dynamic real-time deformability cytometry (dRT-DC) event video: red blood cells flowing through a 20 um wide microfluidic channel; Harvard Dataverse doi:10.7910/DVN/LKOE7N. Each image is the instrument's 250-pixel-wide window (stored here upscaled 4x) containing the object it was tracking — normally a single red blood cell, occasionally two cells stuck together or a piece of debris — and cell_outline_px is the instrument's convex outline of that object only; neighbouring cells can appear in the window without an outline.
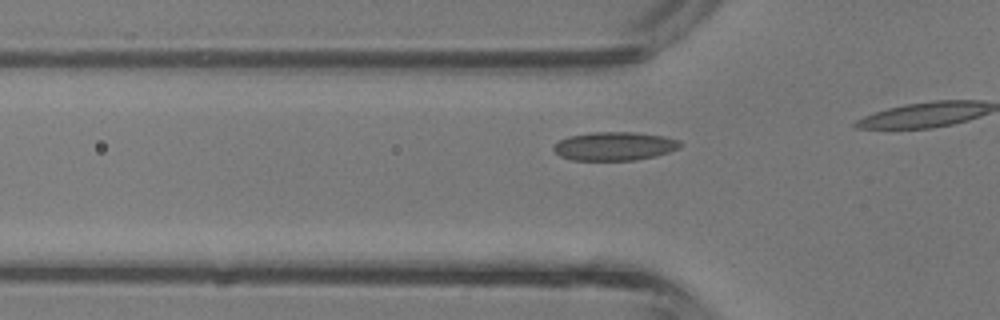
{"species": "common noctule bat (a hibernating species)", "species_latin": "Nyctalus noctula", "temperature_condition": "room temperature", "stored_images_in_passage": 15, "camera_frame_rate_fps": 3000, "um_per_image_px": 0.085, "animal": {"sex": "male", "body_mass_g": 13.3}, "frame": {"image": 1, "passage_image": 11, "time_ms": 3.333, "image_size_px": [1000, 320], "cell_outline_px": [[684, 144], [680, 148], [656, 156], [636, 160], [572, 160], [560, 156], [552, 148], [560, 140], [568, 136], [592, 132], [636, 132], [664, 136], [680, 140]], "centroid_in_image_um": [52.28, 12.42], "position_along_channel_um": 73.5, "area_um2": 21.21}}